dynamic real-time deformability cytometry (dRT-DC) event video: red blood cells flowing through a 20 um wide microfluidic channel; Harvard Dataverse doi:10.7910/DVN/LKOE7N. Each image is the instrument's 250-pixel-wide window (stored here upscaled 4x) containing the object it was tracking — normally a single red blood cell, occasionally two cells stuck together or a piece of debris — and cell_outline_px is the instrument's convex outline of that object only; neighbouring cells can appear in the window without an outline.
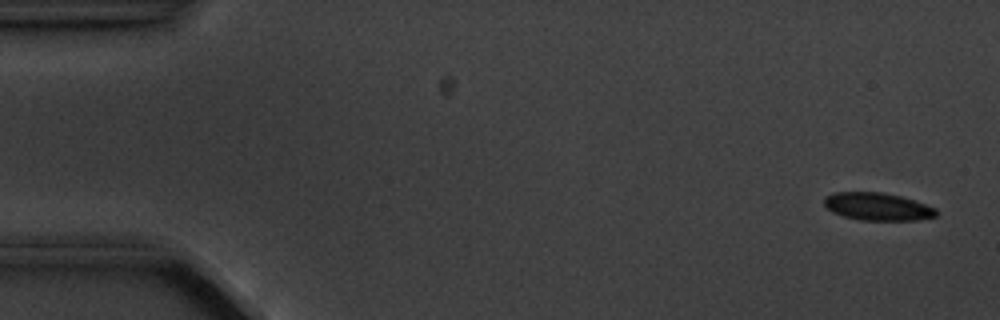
{"species": "common noctule bat (a hibernating species)", "species_latin": "Nyctalus noctula", "temperature_condition": "cold", "stored_images_in_passage": 5, "camera_frame_rate_fps": 3000, "um_per_image_px": 0.085, "animal": {"sex": "male", "body_mass_g": 20.1, "forearm_length_mm": 53.5}, "frame": {"image": 1, "passage_image": 1, "time_ms": 0.0, "image_size_px": [1000, 320], "cell_outline_px": [[936, 216], [916, 220], [860, 220], [844, 216], [832, 212], [824, 204], [824, 196], [832, 192], [880, 192], [900, 196], [936, 208]], "centroid_in_image_um": [74.54, 17.55], "position_along_channel_um": 10.5, "area_um2": 17.92}}
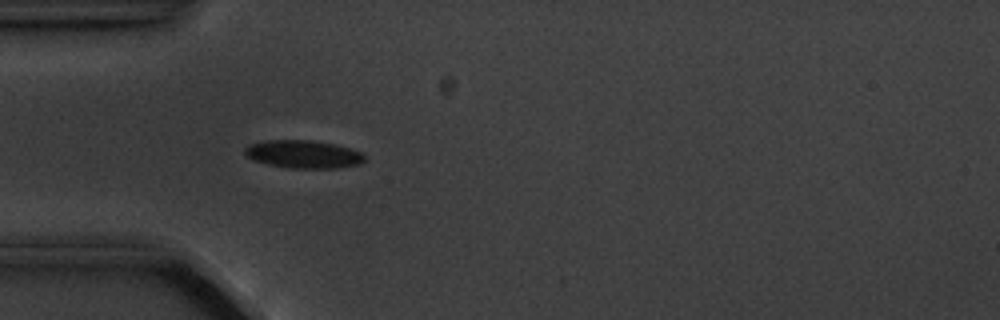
{"frame": {"image": 2, "passage_image": 5, "time_ms": 4.667, "image_size_px": [1000, 320], "cell_outline_px": [[364, 160], [360, 164], [336, 168], [292, 168], [268, 164], [252, 160], [244, 152], [244, 148], [248, 144], [268, 140], [312, 140], [332, 144], [364, 152]], "centroid_in_image_um": [25.77, 13.11], "position_along_channel_um": 59.2, "area_um2": 19.42}}